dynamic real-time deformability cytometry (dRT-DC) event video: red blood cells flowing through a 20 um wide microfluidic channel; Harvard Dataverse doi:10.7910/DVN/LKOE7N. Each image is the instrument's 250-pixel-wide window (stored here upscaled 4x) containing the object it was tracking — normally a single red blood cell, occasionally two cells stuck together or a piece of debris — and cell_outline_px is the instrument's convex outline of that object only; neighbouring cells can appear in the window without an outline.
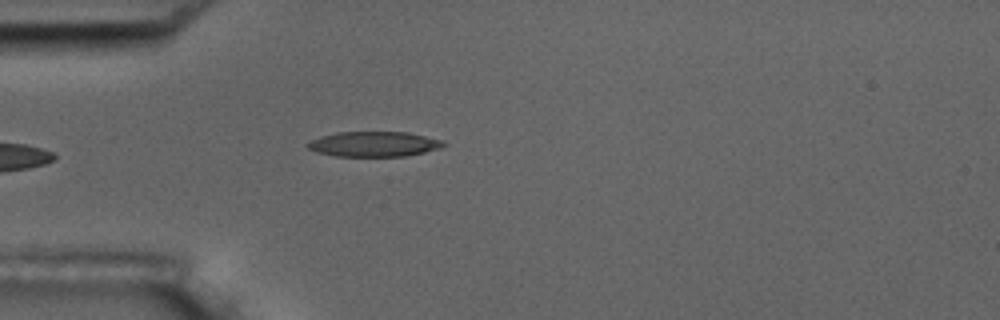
{"species": "common noctule bat (a hibernating species)", "species_latin": "Nyctalus noctula", "temperature_condition": "room temperature", "stored_images_in_passage": 6, "camera_frame_rate_fps": 3000, "um_per_image_px": 0.085, "animal": {"sex": "male", "body_mass_g": 17.5, "forearm_length_mm": 52.3}, "frame": {"image": 1, "passage_image": 6, "time_ms": 6.0, "image_size_px": [1000, 320], "cell_outline_px": [[448, 144], [440, 148], [424, 152], [404, 156], [336, 156], [316, 152], [308, 148], [304, 144], [320, 136], [336, 132], [408, 132], [444, 140]], "centroid_in_image_um": [31.79, 12.24], "position_along_channel_um": 53.2, "area_um2": 20.0}}